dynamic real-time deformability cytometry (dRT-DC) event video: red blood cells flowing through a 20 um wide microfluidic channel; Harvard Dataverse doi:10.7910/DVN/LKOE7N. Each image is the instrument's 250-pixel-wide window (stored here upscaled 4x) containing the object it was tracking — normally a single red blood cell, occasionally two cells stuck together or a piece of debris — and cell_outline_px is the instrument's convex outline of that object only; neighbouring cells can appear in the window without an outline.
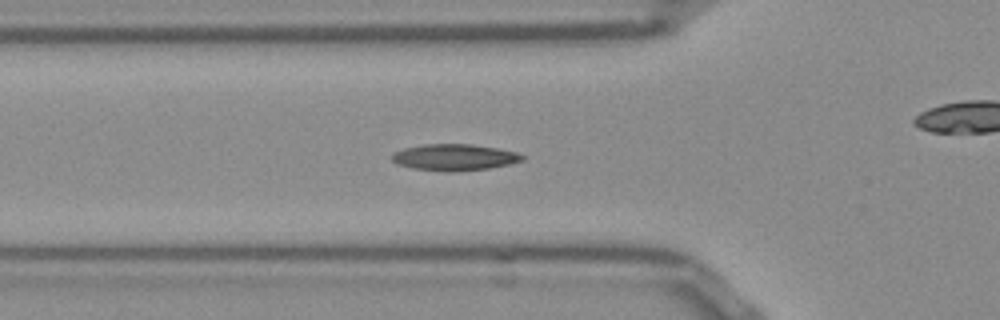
{"species": "Egyptian fruit bat (a non-hibernating species)", "species_latin": "Rousettus aegyptiacus", "temperature_condition": "room temperature", "stored_images_in_passage": 38, "camera_frame_rate_fps": 3000, "um_per_image_px": 0.085, "frame": {"image": 1, "passage_image": 2, "time_ms": 0.333, "image_size_px": [1000, 320], "cell_outline_px": [[524, 160], [508, 164], [488, 168], [456, 172], [444, 172], [412, 168], [396, 164], [392, 160], [392, 152], [404, 148], [424, 144], [472, 144], [496, 148], [516, 152], [524, 156]], "centroid_in_image_um": [38.58, 13.37], "position_along_channel_um": 87.2, "area_um2": 20.17}}
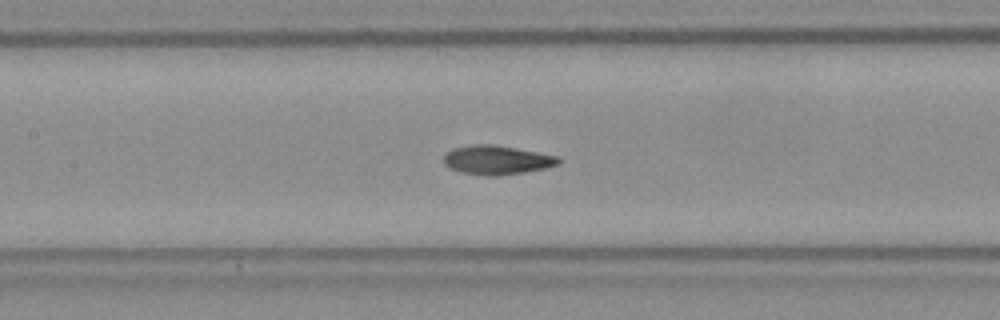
{"frame": {"image": 2, "passage_image": 8, "time_ms": 2.333, "image_size_px": [1000, 320], "cell_outline_px": [[560, 164], [544, 168], [524, 172], [500, 176], [488, 176], [460, 172], [448, 168], [444, 164], [444, 156], [452, 148], [472, 144], [488, 144], [516, 148], [560, 156]], "centroid_in_image_um": [42.23, 13.6], "position_along_channel_um": 165.2, "area_um2": 19.54}}
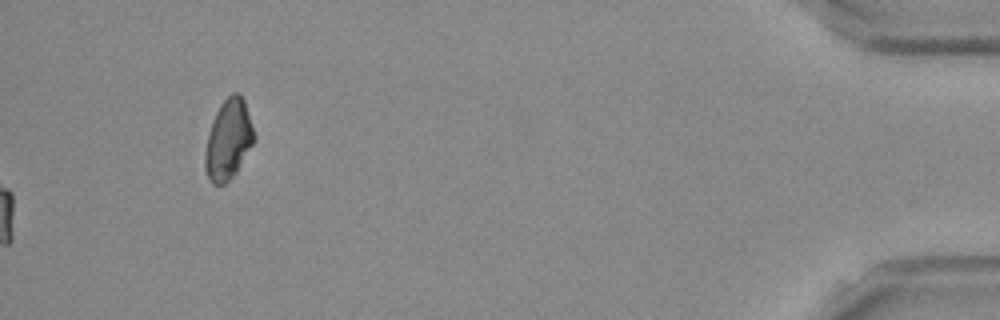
{"frame": {"image": 3, "passage_image": 38, "time_ms": 12.333, "image_size_px": [1000, 320], "cell_outline_px": [[256, 140], [236, 172], [224, 184], [212, 184], [204, 168], [204, 152], [208, 136], [216, 112], [220, 104], [232, 92], [236, 92], [244, 100], [256, 136]], "centroid_in_image_um": [19.42, 11.88], "position_along_channel_um": 415.8, "area_um2": 22.72}}